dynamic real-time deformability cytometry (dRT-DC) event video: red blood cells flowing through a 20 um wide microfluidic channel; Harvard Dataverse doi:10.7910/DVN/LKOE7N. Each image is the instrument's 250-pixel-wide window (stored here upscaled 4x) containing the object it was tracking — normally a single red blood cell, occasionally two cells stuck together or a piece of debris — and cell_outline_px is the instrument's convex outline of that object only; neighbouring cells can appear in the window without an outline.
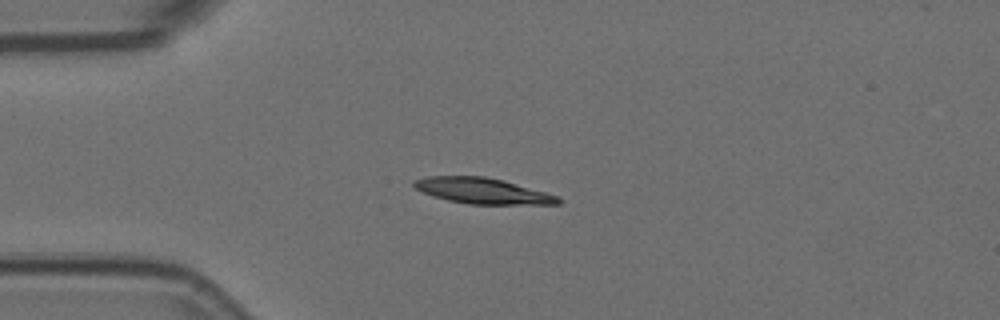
{"species": "Egyptian fruit bat (a non-hibernating species)", "species_latin": "Rousettus aegyptiacus", "temperature_condition": "room temperature", "stored_images_in_passage": 6, "camera_frame_rate_fps": 3000, "um_per_image_px": 0.085, "animal": {"sex": "female"}, "frame": {"image": 1, "passage_image": 3, "time_ms": 0.667, "image_size_px": [1000, 320], "cell_outline_px": [[564, 200], [560, 204], [468, 204], [448, 200], [432, 196], [416, 188], [412, 184], [412, 180], [428, 176], [484, 176], [504, 180], [544, 192], [556, 196]], "centroid_in_image_um": [41.0, 16.22], "position_along_channel_um": 44.0, "area_um2": 21.56}}
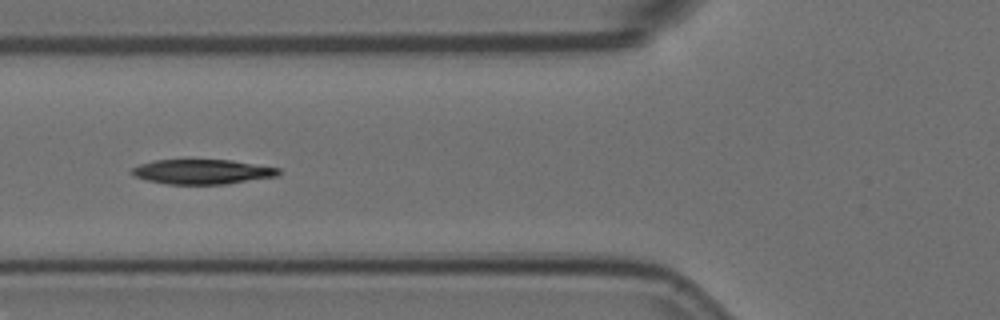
{"frame": {"image": 2, "passage_image": 5, "time_ms": 1.333, "image_size_px": [1000, 320], "cell_outline_px": [[280, 172], [276, 176], [224, 184], [168, 184], [144, 180], [132, 176], [128, 172], [132, 168], [140, 164], [156, 160], [232, 160], [280, 168]], "centroid_in_image_um": [17.12, 14.6], "position_along_channel_um": 108.7, "area_um2": 21.15}}
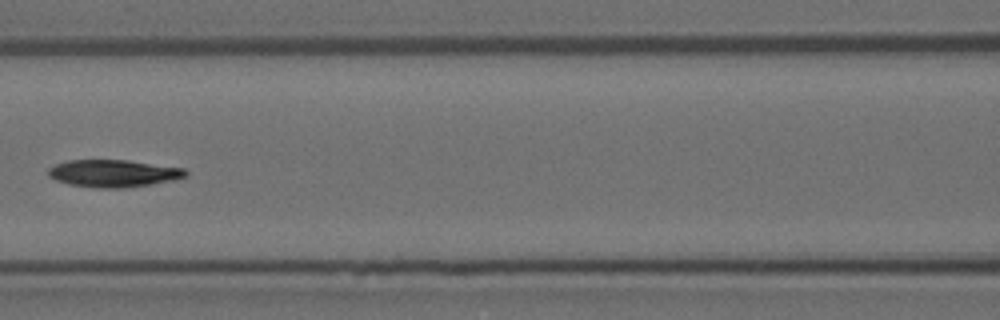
{"frame": {"image": 3, "passage_image": 6, "time_ms": 1.667, "image_size_px": [1000, 320], "cell_outline_px": [[188, 176], [172, 180], [152, 184], [128, 188], [100, 188], [68, 184], [56, 180], [48, 176], [48, 168], [56, 164], [68, 160], [128, 160], [184, 168], [188, 172]], "centroid_in_image_um": [9.65, 14.74], "position_along_channel_um": 156.9, "area_um2": 21.96}}